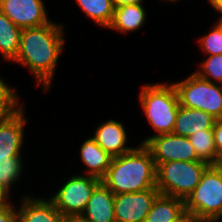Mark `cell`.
<instances>
[{
  "instance_id": "f546056e",
  "label": "cell",
  "mask_w": 222,
  "mask_h": 222,
  "mask_svg": "<svg viewBox=\"0 0 222 222\" xmlns=\"http://www.w3.org/2000/svg\"><path fill=\"white\" fill-rule=\"evenodd\" d=\"M63 222H89V221L84 219L81 215H75V216H64Z\"/></svg>"
},
{
  "instance_id": "6da1fadb",
  "label": "cell",
  "mask_w": 222,
  "mask_h": 222,
  "mask_svg": "<svg viewBox=\"0 0 222 222\" xmlns=\"http://www.w3.org/2000/svg\"><path fill=\"white\" fill-rule=\"evenodd\" d=\"M63 26L53 22L21 30L19 50L14 60L28 66L36 76L37 85L50 87L52 76L64 46Z\"/></svg>"
},
{
  "instance_id": "603a6c76",
  "label": "cell",
  "mask_w": 222,
  "mask_h": 222,
  "mask_svg": "<svg viewBox=\"0 0 222 222\" xmlns=\"http://www.w3.org/2000/svg\"><path fill=\"white\" fill-rule=\"evenodd\" d=\"M201 64L202 70L194 73L212 83L216 80L217 82L222 84V54L209 56Z\"/></svg>"
},
{
  "instance_id": "4316f807",
  "label": "cell",
  "mask_w": 222,
  "mask_h": 222,
  "mask_svg": "<svg viewBox=\"0 0 222 222\" xmlns=\"http://www.w3.org/2000/svg\"><path fill=\"white\" fill-rule=\"evenodd\" d=\"M212 130L217 156L219 157L222 155V119L215 120Z\"/></svg>"
},
{
  "instance_id": "5b68a950",
  "label": "cell",
  "mask_w": 222,
  "mask_h": 222,
  "mask_svg": "<svg viewBox=\"0 0 222 222\" xmlns=\"http://www.w3.org/2000/svg\"><path fill=\"white\" fill-rule=\"evenodd\" d=\"M185 211L200 222H211L222 208V171L210 165L199 184L184 200Z\"/></svg>"
},
{
  "instance_id": "484cf974",
  "label": "cell",
  "mask_w": 222,
  "mask_h": 222,
  "mask_svg": "<svg viewBox=\"0 0 222 222\" xmlns=\"http://www.w3.org/2000/svg\"><path fill=\"white\" fill-rule=\"evenodd\" d=\"M0 222H17V212L12 204L0 205Z\"/></svg>"
},
{
  "instance_id": "8992f818",
  "label": "cell",
  "mask_w": 222,
  "mask_h": 222,
  "mask_svg": "<svg viewBox=\"0 0 222 222\" xmlns=\"http://www.w3.org/2000/svg\"><path fill=\"white\" fill-rule=\"evenodd\" d=\"M193 73L185 80L173 83L179 105L202 110L216 120L222 119V87Z\"/></svg>"
},
{
  "instance_id": "d6a6232c",
  "label": "cell",
  "mask_w": 222,
  "mask_h": 222,
  "mask_svg": "<svg viewBox=\"0 0 222 222\" xmlns=\"http://www.w3.org/2000/svg\"><path fill=\"white\" fill-rule=\"evenodd\" d=\"M222 218V208L219 211V213L216 215V217L211 222L219 221Z\"/></svg>"
},
{
  "instance_id": "5bb4252c",
  "label": "cell",
  "mask_w": 222,
  "mask_h": 222,
  "mask_svg": "<svg viewBox=\"0 0 222 222\" xmlns=\"http://www.w3.org/2000/svg\"><path fill=\"white\" fill-rule=\"evenodd\" d=\"M23 203L17 211V222H63L64 216L50 199H31L23 197Z\"/></svg>"
},
{
  "instance_id": "7c38bea8",
  "label": "cell",
  "mask_w": 222,
  "mask_h": 222,
  "mask_svg": "<svg viewBox=\"0 0 222 222\" xmlns=\"http://www.w3.org/2000/svg\"><path fill=\"white\" fill-rule=\"evenodd\" d=\"M115 194L101 181L93 190L81 216L89 222H116Z\"/></svg>"
},
{
  "instance_id": "30bf717a",
  "label": "cell",
  "mask_w": 222,
  "mask_h": 222,
  "mask_svg": "<svg viewBox=\"0 0 222 222\" xmlns=\"http://www.w3.org/2000/svg\"><path fill=\"white\" fill-rule=\"evenodd\" d=\"M0 11L21 29L51 23L42 0H0Z\"/></svg>"
},
{
  "instance_id": "ffe728a7",
  "label": "cell",
  "mask_w": 222,
  "mask_h": 222,
  "mask_svg": "<svg viewBox=\"0 0 222 222\" xmlns=\"http://www.w3.org/2000/svg\"><path fill=\"white\" fill-rule=\"evenodd\" d=\"M76 2L99 26L108 28L111 24L115 9L113 0H76Z\"/></svg>"
},
{
  "instance_id": "1f68e13d",
  "label": "cell",
  "mask_w": 222,
  "mask_h": 222,
  "mask_svg": "<svg viewBox=\"0 0 222 222\" xmlns=\"http://www.w3.org/2000/svg\"><path fill=\"white\" fill-rule=\"evenodd\" d=\"M209 2L222 15V0H209Z\"/></svg>"
},
{
  "instance_id": "7402d4cb",
  "label": "cell",
  "mask_w": 222,
  "mask_h": 222,
  "mask_svg": "<svg viewBox=\"0 0 222 222\" xmlns=\"http://www.w3.org/2000/svg\"><path fill=\"white\" fill-rule=\"evenodd\" d=\"M21 157L0 159V185L10 193L11 185L18 180L22 171Z\"/></svg>"
},
{
  "instance_id": "9a60e30c",
  "label": "cell",
  "mask_w": 222,
  "mask_h": 222,
  "mask_svg": "<svg viewBox=\"0 0 222 222\" xmlns=\"http://www.w3.org/2000/svg\"><path fill=\"white\" fill-rule=\"evenodd\" d=\"M215 120L209 113L202 110L179 106L173 134L189 137L203 130H212Z\"/></svg>"
},
{
  "instance_id": "2e32d148",
  "label": "cell",
  "mask_w": 222,
  "mask_h": 222,
  "mask_svg": "<svg viewBox=\"0 0 222 222\" xmlns=\"http://www.w3.org/2000/svg\"><path fill=\"white\" fill-rule=\"evenodd\" d=\"M80 150L81 160L88 167L87 175L102 179L107 173L112 157L92 137L84 141Z\"/></svg>"
},
{
  "instance_id": "4fadbf2b",
  "label": "cell",
  "mask_w": 222,
  "mask_h": 222,
  "mask_svg": "<svg viewBox=\"0 0 222 222\" xmlns=\"http://www.w3.org/2000/svg\"><path fill=\"white\" fill-rule=\"evenodd\" d=\"M96 143L112 158L130 152L133 148L125 147L127 135L121 122L109 120L96 129L92 137Z\"/></svg>"
},
{
  "instance_id": "83f0119b",
  "label": "cell",
  "mask_w": 222,
  "mask_h": 222,
  "mask_svg": "<svg viewBox=\"0 0 222 222\" xmlns=\"http://www.w3.org/2000/svg\"><path fill=\"white\" fill-rule=\"evenodd\" d=\"M173 222H200L196 217H194L188 211H185L179 218Z\"/></svg>"
},
{
  "instance_id": "cb8c5ba5",
  "label": "cell",
  "mask_w": 222,
  "mask_h": 222,
  "mask_svg": "<svg viewBox=\"0 0 222 222\" xmlns=\"http://www.w3.org/2000/svg\"><path fill=\"white\" fill-rule=\"evenodd\" d=\"M16 89L8 87L0 78V119L12 115L20 105L18 104V95Z\"/></svg>"
},
{
  "instance_id": "836d02e7",
  "label": "cell",
  "mask_w": 222,
  "mask_h": 222,
  "mask_svg": "<svg viewBox=\"0 0 222 222\" xmlns=\"http://www.w3.org/2000/svg\"><path fill=\"white\" fill-rule=\"evenodd\" d=\"M216 166L222 171V155L219 156Z\"/></svg>"
},
{
  "instance_id": "ba28073f",
  "label": "cell",
  "mask_w": 222,
  "mask_h": 222,
  "mask_svg": "<svg viewBox=\"0 0 222 222\" xmlns=\"http://www.w3.org/2000/svg\"><path fill=\"white\" fill-rule=\"evenodd\" d=\"M141 144L150 150L156 166L170 161H200L188 137L160 134L148 137Z\"/></svg>"
},
{
  "instance_id": "4dcf8cb0",
  "label": "cell",
  "mask_w": 222,
  "mask_h": 222,
  "mask_svg": "<svg viewBox=\"0 0 222 222\" xmlns=\"http://www.w3.org/2000/svg\"><path fill=\"white\" fill-rule=\"evenodd\" d=\"M7 196H9V193L0 185V205L9 203L6 200L9 198Z\"/></svg>"
},
{
  "instance_id": "e575fe53",
  "label": "cell",
  "mask_w": 222,
  "mask_h": 222,
  "mask_svg": "<svg viewBox=\"0 0 222 222\" xmlns=\"http://www.w3.org/2000/svg\"><path fill=\"white\" fill-rule=\"evenodd\" d=\"M218 23L222 26V16L220 17Z\"/></svg>"
},
{
  "instance_id": "ac0fdd59",
  "label": "cell",
  "mask_w": 222,
  "mask_h": 222,
  "mask_svg": "<svg viewBox=\"0 0 222 222\" xmlns=\"http://www.w3.org/2000/svg\"><path fill=\"white\" fill-rule=\"evenodd\" d=\"M146 13L141 4L123 5L115 7L113 19L108 26L120 32H129L139 29L145 22Z\"/></svg>"
},
{
  "instance_id": "f1b7e54d",
  "label": "cell",
  "mask_w": 222,
  "mask_h": 222,
  "mask_svg": "<svg viewBox=\"0 0 222 222\" xmlns=\"http://www.w3.org/2000/svg\"><path fill=\"white\" fill-rule=\"evenodd\" d=\"M143 0H113L114 6L132 5V4H142Z\"/></svg>"
},
{
  "instance_id": "d6986e66",
  "label": "cell",
  "mask_w": 222,
  "mask_h": 222,
  "mask_svg": "<svg viewBox=\"0 0 222 222\" xmlns=\"http://www.w3.org/2000/svg\"><path fill=\"white\" fill-rule=\"evenodd\" d=\"M21 30L0 11V52L5 60L16 59Z\"/></svg>"
},
{
  "instance_id": "3957f363",
  "label": "cell",
  "mask_w": 222,
  "mask_h": 222,
  "mask_svg": "<svg viewBox=\"0 0 222 222\" xmlns=\"http://www.w3.org/2000/svg\"><path fill=\"white\" fill-rule=\"evenodd\" d=\"M139 101L148 122L157 133H173L179 100L173 84L145 85L139 94Z\"/></svg>"
},
{
  "instance_id": "e0dca14e",
  "label": "cell",
  "mask_w": 222,
  "mask_h": 222,
  "mask_svg": "<svg viewBox=\"0 0 222 222\" xmlns=\"http://www.w3.org/2000/svg\"><path fill=\"white\" fill-rule=\"evenodd\" d=\"M185 212L184 200L159 194L144 222H173Z\"/></svg>"
},
{
  "instance_id": "7a4b0ae2",
  "label": "cell",
  "mask_w": 222,
  "mask_h": 222,
  "mask_svg": "<svg viewBox=\"0 0 222 222\" xmlns=\"http://www.w3.org/2000/svg\"><path fill=\"white\" fill-rule=\"evenodd\" d=\"M113 157L103 184L115 195L136 193L156 188V165L150 150L144 145Z\"/></svg>"
},
{
  "instance_id": "8fae6325",
  "label": "cell",
  "mask_w": 222,
  "mask_h": 222,
  "mask_svg": "<svg viewBox=\"0 0 222 222\" xmlns=\"http://www.w3.org/2000/svg\"><path fill=\"white\" fill-rule=\"evenodd\" d=\"M24 110L21 106L12 115L0 119V159L21 157L23 143Z\"/></svg>"
},
{
  "instance_id": "277c9868",
  "label": "cell",
  "mask_w": 222,
  "mask_h": 222,
  "mask_svg": "<svg viewBox=\"0 0 222 222\" xmlns=\"http://www.w3.org/2000/svg\"><path fill=\"white\" fill-rule=\"evenodd\" d=\"M209 166L203 161L159 163L156 166V188L162 195L185 200Z\"/></svg>"
},
{
  "instance_id": "52a82bcc",
  "label": "cell",
  "mask_w": 222,
  "mask_h": 222,
  "mask_svg": "<svg viewBox=\"0 0 222 222\" xmlns=\"http://www.w3.org/2000/svg\"><path fill=\"white\" fill-rule=\"evenodd\" d=\"M101 179L91 175H75L51 197L63 216L81 215Z\"/></svg>"
},
{
  "instance_id": "d4e9b609",
  "label": "cell",
  "mask_w": 222,
  "mask_h": 222,
  "mask_svg": "<svg viewBox=\"0 0 222 222\" xmlns=\"http://www.w3.org/2000/svg\"><path fill=\"white\" fill-rule=\"evenodd\" d=\"M200 46L209 56L222 54V26L214 25L211 32L200 39Z\"/></svg>"
},
{
  "instance_id": "9c48e42d",
  "label": "cell",
  "mask_w": 222,
  "mask_h": 222,
  "mask_svg": "<svg viewBox=\"0 0 222 222\" xmlns=\"http://www.w3.org/2000/svg\"><path fill=\"white\" fill-rule=\"evenodd\" d=\"M159 194L158 189L116 194L114 201L115 221L144 222L153 201Z\"/></svg>"
},
{
  "instance_id": "44dd1931",
  "label": "cell",
  "mask_w": 222,
  "mask_h": 222,
  "mask_svg": "<svg viewBox=\"0 0 222 222\" xmlns=\"http://www.w3.org/2000/svg\"><path fill=\"white\" fill-rule=\"evenodd\" d=\"M200 161L216 165L218 161L213 130H203L188 137Z\"/></svg>"
}]
</instances>
